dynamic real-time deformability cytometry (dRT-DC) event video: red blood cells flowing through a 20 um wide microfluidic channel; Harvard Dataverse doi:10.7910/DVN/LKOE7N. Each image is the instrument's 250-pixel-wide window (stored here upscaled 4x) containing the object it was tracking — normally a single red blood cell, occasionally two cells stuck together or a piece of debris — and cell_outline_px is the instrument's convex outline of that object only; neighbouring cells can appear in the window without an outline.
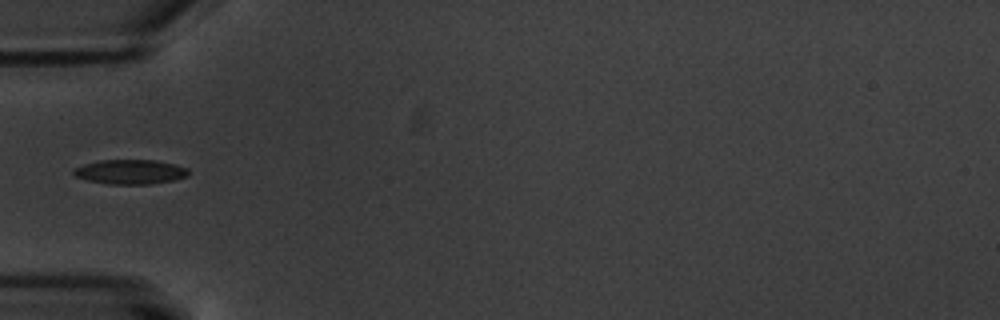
{"species": "common noctule bat (a hibernating species)", "species_latin": "Nyctalus noctula", "temperature_condition": "warm", "stored_images_in_passage": 3, "camera_frame_rate_fps": 3000, "um_per_image_px": 0.085, "animal": {"sex": "male", "body_mass_g": 20.1, "forearm_length_mm": 53.5}, "frame": {"image": 1, "passage_image": 2, "time_ms": 1.333, "image_size_px": [1000, 320], "cell_outline_px": [[188, 176], [172, 180], [152, 184], [108, 184], [88, 180], [76, 176], [72, 172], [76, 168], [84, 164], [100, 160], [156, 160], [176, 164], [188, 168]], "centroid_in_image_um": [11.11, 14.6], "position_along_channel_um": 73.9, "area_um2": 16.36}}